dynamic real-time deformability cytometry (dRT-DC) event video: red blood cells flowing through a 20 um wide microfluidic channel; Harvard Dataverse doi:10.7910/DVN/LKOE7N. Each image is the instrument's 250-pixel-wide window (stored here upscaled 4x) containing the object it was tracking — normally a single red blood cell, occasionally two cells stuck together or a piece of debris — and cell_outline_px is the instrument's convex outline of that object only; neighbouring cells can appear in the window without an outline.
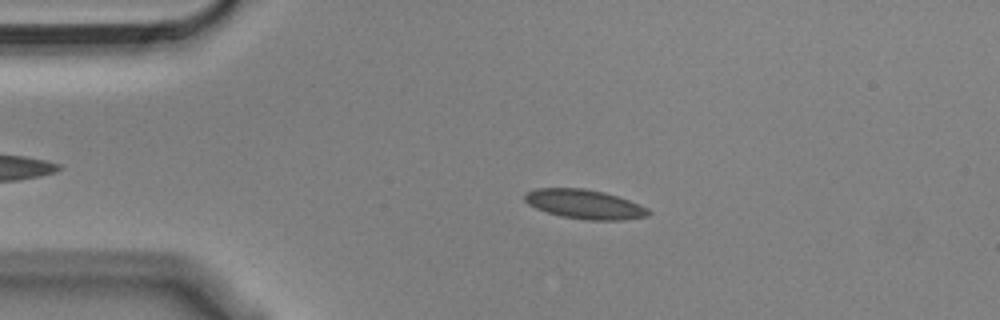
{"species": "Egyptian fruit bat (a non-hibernating species)", "species_latin": "Rousettus aegyptiacus", "temperature_condition": "cold", "stored_images_in_passage": 47, "camera_frame_rate_fps": 3000, "um_per_image_px": 0.085, "animal": {"sex": "male"}, "frame": {"image": 1, "passage_image": 9, "time_ms": 2.667, "image_size_px": [1000, 320], "cell_outline_px": [[652, 212], [648, 216], [624, 220], [588, 220], [560, 216], [536, 208], [528, 204], [524, 200], [524, 192], [536, 188], [584, 188], [604, 192], [628, 200], [648, 208]], "centroid_in_image_um": [49.67, 17.36], "position_along_channel_um": 35.3, "area_um2": 21.15}}
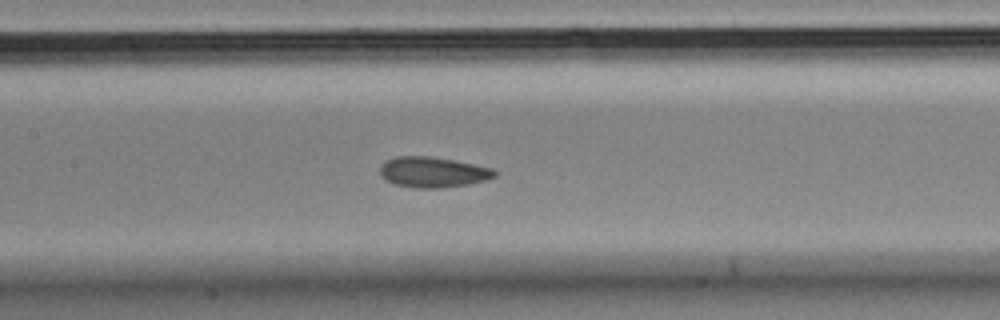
{"frame": {"image": 2, "passage_image": 23, "time_ms": 7.333, "image_size_px": [1000, 320], "cell_outline_px": [[496, 176], [484, 180], [468, 184], [440, 188], [412, 188], [396, 184], [384, 180], [380, 176], [380, 164], [384, 160], [396, 156], [428, 156], [452, 160], [492, 168], [496, 172]], "centroid_in_image_um": [36.72, 14.63], "position_along_channel_um": 170.7, "area_um2": 20.4}}
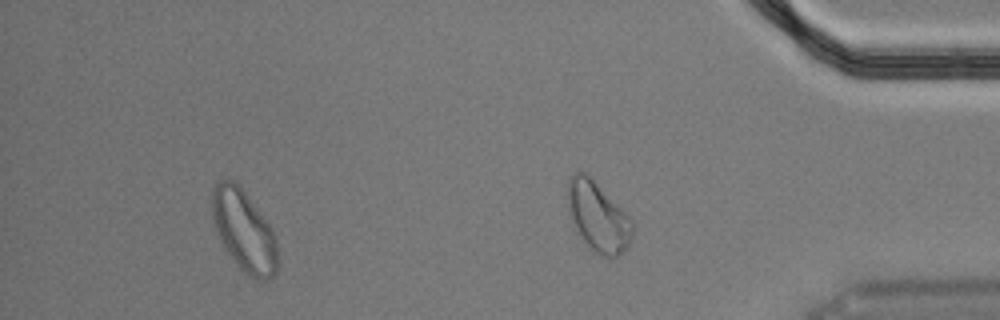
{"frame": {"image": 3, "passage_image": 42, "time_ms": 13.667, "image_size_px": [1000, 320], "cell_outline_px": [[276, 272], [268, 280], [256, 280], [248, 276], [240, 268], [224, 248], [212, 220], [212, 196], [216, 184], [220, 180], [232, 180], [240, 184], [272, 228], [276, 240]], "centroid_in_image_um": [20.73, 19.61], "position_along_channel_um": 414.5, "area_um2": 30.87}, "authors_computed_cell_mechanics": {"area_um2": 20.3456, "velocity_mm_per_s": 3.6081, "shape_relaxation_time_tau1_ms": 7.8017, "shape_relaxation_time_tau2_ms": 1.7901, "deformation_change_tau1": 0.1089, "deformation_change_tau2": 0.0601}}